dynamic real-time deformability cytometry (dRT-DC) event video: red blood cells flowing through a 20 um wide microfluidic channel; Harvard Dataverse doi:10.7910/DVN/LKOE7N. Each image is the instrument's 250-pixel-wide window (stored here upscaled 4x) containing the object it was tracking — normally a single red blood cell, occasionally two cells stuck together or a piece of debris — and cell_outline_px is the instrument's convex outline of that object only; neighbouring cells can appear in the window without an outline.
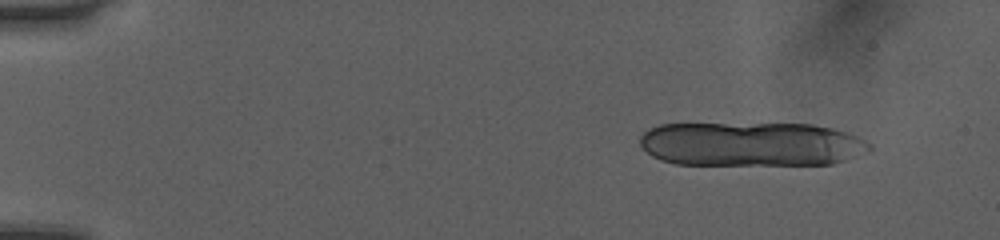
{"species": "human", "species_latin": "Homo sapiens", "temperature_condition": "room temperature", "stored_images_in_passage": 11, "camera_frame_rate_fps": 3000, "um_per_image_px": 0.085, "donor": {"sex": "female"}, "frame": {"image": 1, "passage_image": 1, "time_ms": 0.0, "image_size_px": [1000, 240], "cell_outline_px": [[872, 148], [868, 152], [832, 164], [676, 164], [660, 160], [652, 156], [640, 144], [640, 136], [648, 128], [660, 124], [812, 124], [832, 128], [856, 136], [872, 144]], "centroid_in_image_um": [63.85, 12.25], "position_along_channel_um": 21.2, "area_um2": 59.13}}